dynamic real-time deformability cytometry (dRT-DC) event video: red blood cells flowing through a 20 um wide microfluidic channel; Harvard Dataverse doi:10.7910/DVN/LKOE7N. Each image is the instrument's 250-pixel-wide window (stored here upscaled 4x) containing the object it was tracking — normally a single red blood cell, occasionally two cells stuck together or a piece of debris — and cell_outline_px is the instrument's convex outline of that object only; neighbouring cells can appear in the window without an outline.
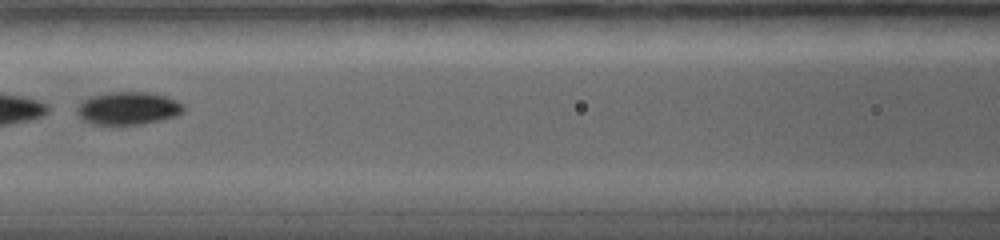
{"species": "common noctule bat (a hibernating species)", "species_latin": "Nyctalus noctula", "temperature_condition": "warm", "stored_images_in_passage": 6, "camera_frame_rate_fps": 5000, "um_per_image_px": 0.085, "animal": {"sex": "female", "body_mass_g": 19.0, "forearm_length_mm": 56.7}, "frame": {"image": 1, "passage_image": 4, "time_ms": 2.4, "image_size_px": [1000, 240], "cell_outline_px": [[184, 112], [176, 116], [160, 120], [140, 124], [92, 124], [84, 120], [76, 112], [76, 108], [88, 96], [112, 92], [152, 92], [176, 100], [184, 108]], "centroid_in_image_um": [10.88, 9.19], "position_along_channel_um": 155.7, "area_um2": 20.23}}
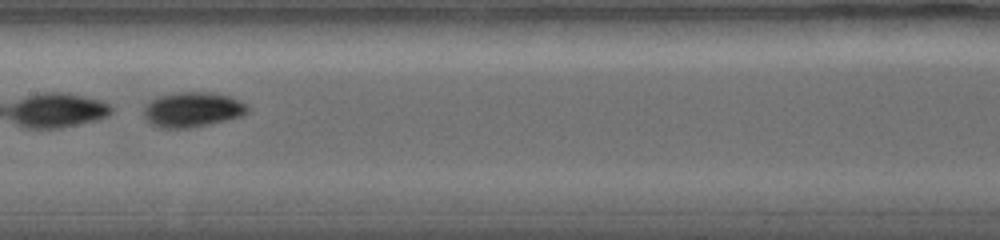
{"frame": {"image": 2, "passage_image": 5, "time_ms": 3.4, "image_size_px": [1000, 240], "cell_outline_px": [[248, 112], [240, 116], [208, 124], [188, 128], [160, 128], [152, 124], [144, 116], [144, 108], [152, 100], [160, 96], [176, 92], [212, 92], [228, 96], [244, 104], [248, 108]], "centroid_in_image_um": [16.33, 9.31], "position_along_channel_um": 191.1, "area_um2": 20.69}}